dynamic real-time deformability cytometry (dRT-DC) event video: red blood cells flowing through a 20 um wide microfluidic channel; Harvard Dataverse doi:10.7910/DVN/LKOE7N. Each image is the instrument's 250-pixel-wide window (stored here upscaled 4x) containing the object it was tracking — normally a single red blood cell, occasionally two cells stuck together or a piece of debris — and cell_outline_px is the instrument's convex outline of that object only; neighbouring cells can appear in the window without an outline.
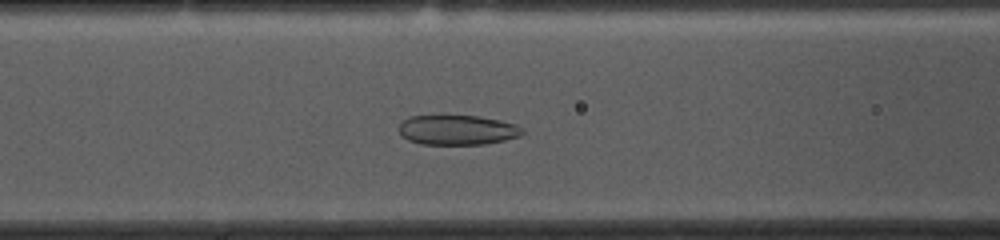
{"species": "common noctule bat (a hibernating species)", "species_latin": "Nyctalus noctula", "temperature_condition": "cold", "stored_images_in_passage": 53, "camera_frame_rate_fps": 3000, "um_per_image_px": 0.085, "animal": {"sex": "female", "body_mass_g": 10.0, "forearm_length_mm": 53.1}, "frame": {"image": 1, "passage_image": 20, "time_ms": 6.333, "image_size_px": [1000, 240], "cell_outline_px": [[524, 132], [520, 136], [504, 140], [484, 144], [420, 144], [408, 140], [400, 132], [400, 124], [408, 116], [480, 116], [516, 124], [524, 128]], "centroid_in_image_um": [38.91, 11.05], "position_along_channel_um": 127.7, "area_um2": 21.33}}
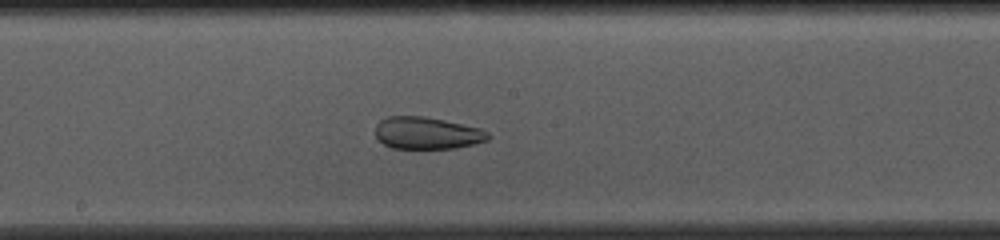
{"frame": {"image": 2, "passage_image": 27, "time_ms": 8.667, "image_size_px": [1000, 240], "cell_outline_px": [[492, 136], [488, 140], [456, 148], [392, 148], [384, 144], [376, 136], [376, 124], [380, 120], [388, 116], [424, 116], [444, 120], [480, 128], [488, 132]], "centroid_in_image_um": [36.3, 11.3], "position_along_channel_um": 211.9, "area_um2": 21.04}}
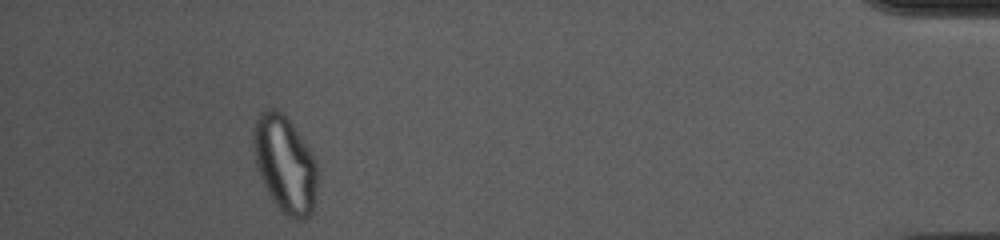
{"frame": {"image": 3, "passage_image": 49, "time_ms": 16.0, "image_size_px": [1000, 240], "cell_outline_px": [[316, 188], [312, 212], [304, 220], [292, 220], [272, 200], [256, 168], [252, 140], [252, 132], [256, 120], [260, 112], [268, 108], [276, 108], [292, 124], [316, 160]], "centroid_in_image_um": [24.19, 13.95], "position_along_channel_um": 411.0, "area_um2": 35.78}, "authors_computed_cell_mechanics": {"area_um2": 27.2238, "velocity_mm_per_s": 3.6066, "shape_relaxation_time_tau1_ms": null, "shape_relaxation_time_tau2_ms": 1.8094, "deformation_change_tau1": null, "deformation_change_tau2": 0.067}}